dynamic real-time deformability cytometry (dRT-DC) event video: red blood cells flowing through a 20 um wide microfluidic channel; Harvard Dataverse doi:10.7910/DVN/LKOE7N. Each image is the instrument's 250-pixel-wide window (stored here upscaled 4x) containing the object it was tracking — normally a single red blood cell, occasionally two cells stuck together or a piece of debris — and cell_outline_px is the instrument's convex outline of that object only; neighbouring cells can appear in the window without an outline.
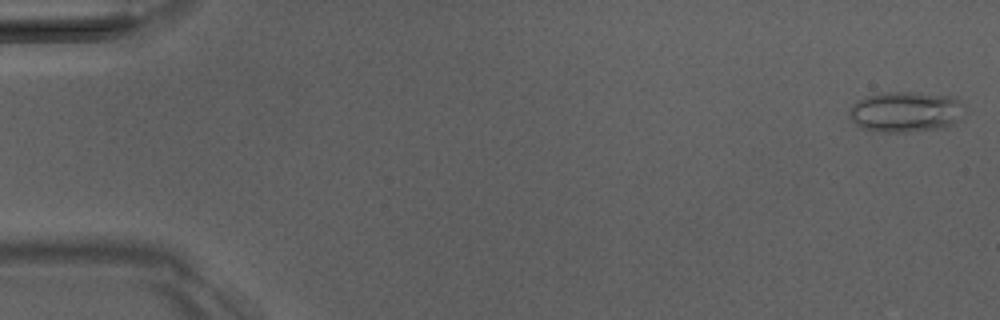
{"species": "Egyptian fruit bat (a non-hibernating species)", "species_latin": "Rousettus aegyptiacus", "temperature_condition": "room temperature", "stored_images_in_passage": 50, "camera_frame_rate_fps": 3000, "um_per_image_px": 0.085, "animal": {"sex": "male"}, "frame": {"image": 1, "passage_image": 1, "time_ms": 0.0, "image_size_px": [1000, 320], "cell_outline_px": [[964, 120], [940, 128], [904, 132], [880, 132], [864, 128], [856, 124], [848, 116], [848, 112], [852, 104], [868, 96], [884, 92], [912, 92], [956, 96], [960, 100], [964, 108]], "centroid_in_image_um": [77.04, 9.5], "position_along_channel_um": 8.0, "area_um2": 27.57}}
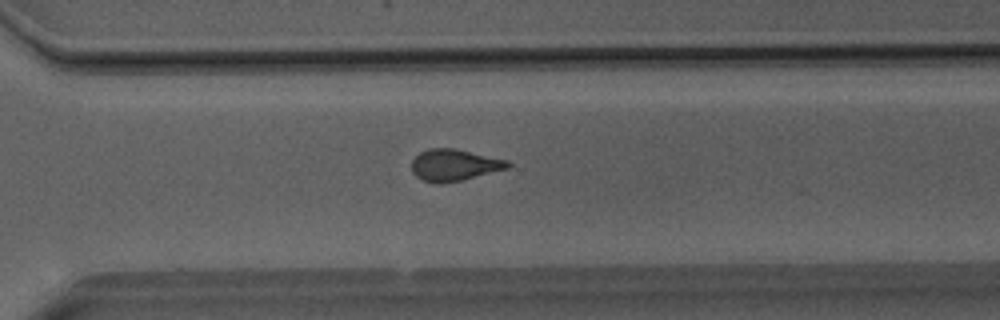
{"frame": {"image": 2, "passage_image": 36, "time_ms": 11.667, "image_size_px": [1000, 320], "cell_outline_px": [[512, 164], [508, 168], [460, 180], [440, 184], [436, 184], [424, 180], [416, 176], [412, 172], [412, 160], [420, 152], [428, 148], [456, 148], [508, 160]], "centroid_in_image_um": [38.6, 14.01], "position_along_channel_um": 332.0, "area_um2": 17.69}}
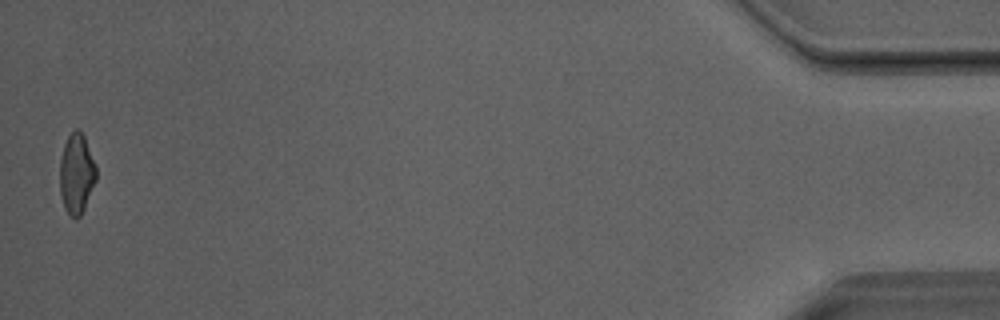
{"frame": {"image": 3, "passage_image": 50, "time_ms": 16.333, "image_size_px": [1000, 320], "cell_outline_px": [[96, 180], [84, 208], [80, 216], [76, 220], [64, 208], [60, 192], [60, 160], [64, 144], [68, 136], [76, 128], [84, 136], [96, 164]], "centroid_in_image_um": [6.51, 14.76], "position_along_channel_um": 428.7, "area_um2": 16.88}, "authors_computed_cell_mechanics": {"area_um2": 18.1492, "velocity_mm_per_s": 4.0789, "shape_relaxation_time_tau1_ms": 8.3209, "shape_relaxation_time_tau2_ms": 1.7381, "deformation_change_tau1": 0.2162, "deformation_change_tau2": 0.102}}